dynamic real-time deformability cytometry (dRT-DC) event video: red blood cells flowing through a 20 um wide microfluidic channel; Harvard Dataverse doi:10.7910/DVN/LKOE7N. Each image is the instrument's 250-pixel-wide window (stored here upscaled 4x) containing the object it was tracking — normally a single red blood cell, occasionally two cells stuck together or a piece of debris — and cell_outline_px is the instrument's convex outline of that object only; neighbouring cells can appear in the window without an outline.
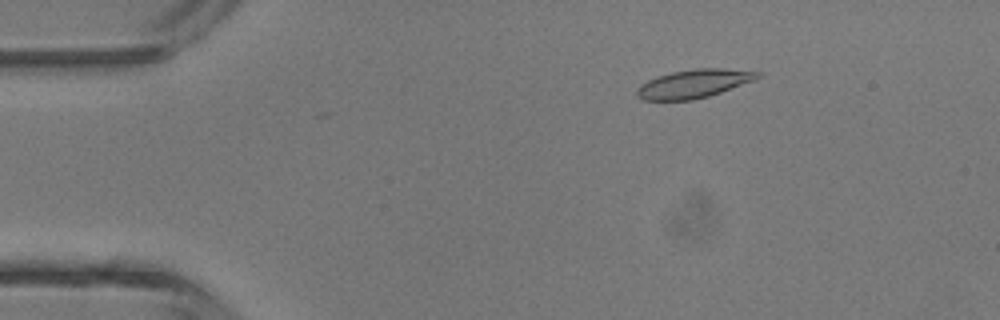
{"species": "common noctule bat (a hibernating species)", "species_latin": "Nyctalus noctula", "temperature_condition": "room temperature", "stored_images_in_passage": 29, "camera_frame_rate_fps": 3000, "um_per_image_px": 0.085, "animal": {"sex": "male", "body_mass_g": 13.3}, "frame": {"image": 1, "passage_image": 2, "time_ms": 0.333, "image_size_px": [1000, 320], "cell_outline_px": [[736, 72], [732, 84], [716, 92], [700, 96], [680, 100], [656, 100], [656, 80], [664, 76], [684, 72]], "centroid_in_image_um": [58.8, 7.2], "position_along_channel_um": 26.2, "area_um2": 12.54}}
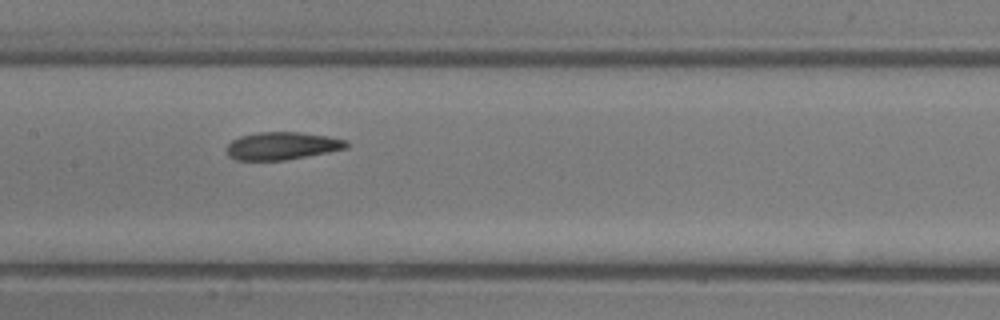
{"frame": {"image": 2, "passage_image": 17, "time_ms": 5.333, "image_size_px": [1000, 320], "cell_outline_px": [[344, 144], [336, 148], [296, 156], [260, 160], [252, 160], [236, 156], [232, 152], [232, 148], [240, 140], [256, 136], [308, 136], [336, 140]], "centroid_in_image_um": [23.92, 12.47], "position_along_channel_um": 183.5, "area_um2": 13.93}}
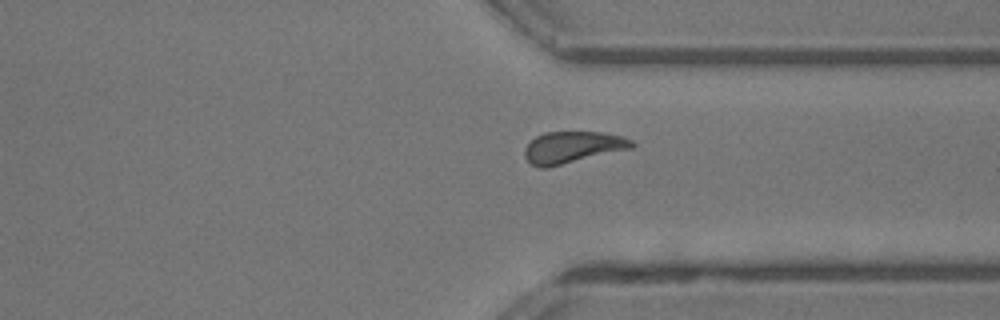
{"frame": {"image": 3, "passage_image": 29, "time_ms": 9.333, "image_size_px": [1000, 320], "cell_outline_px": [[632, 144], [556, 164], [536, 164], [528, 156], [528, 148], [540, 136], [556, 132], [584, 132], [608, 136], [624, 140]], "centroid_in_image_um": [48.5, 12.46], "position_along_channel_um": 362.9, "area_um2": 15.61}}